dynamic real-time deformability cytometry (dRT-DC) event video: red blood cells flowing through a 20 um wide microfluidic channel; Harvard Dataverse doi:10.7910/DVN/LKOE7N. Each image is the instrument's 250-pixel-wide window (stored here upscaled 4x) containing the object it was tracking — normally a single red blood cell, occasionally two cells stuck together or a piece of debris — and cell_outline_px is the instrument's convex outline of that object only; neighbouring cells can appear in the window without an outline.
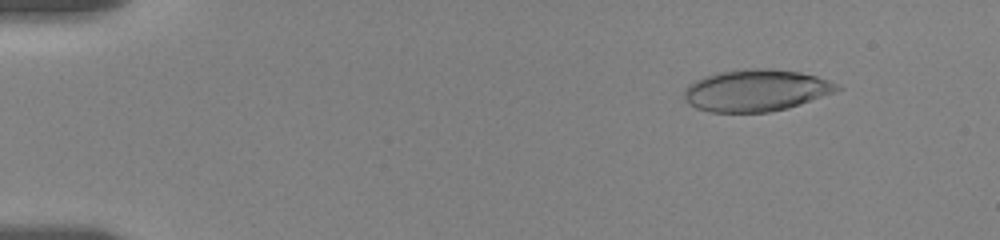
{"species": "human", "species_latin": "Homo sapiens", "temperature_condition": "room temperature", "stored_images_in_passage": 57, "camera_frame_rate_fps": 3000, "um_per_image_px": 0.085, "donor": {"sex": "female"}, "frame": {"image": 1, "passage_image": 7, "time_ms": 2.0, "image_size_px": [1000, 240], "cell_outline_px": [[844, 88], [800, 104], [788, 108], [768, 112], [708, 112], [696, 108], [688, 104], [684, 100], [684, 88], [688, 84], [704, 76], [720, 72], [744, 68], [768, 68], [800, 72], [816, 76], [828, 80]], "centroid_in_image_um": [64.22, 7.68], "position_along_channel_um": 20.8, "area_um2": 37.34}}
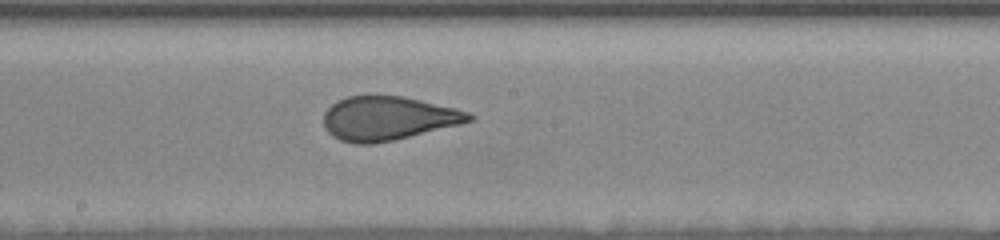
{"frame": {"image": 2, "passage_image": 32, "time_ms": 10.333, "image_size_px": [1000, 240], "cell_outline_px": [[476, 116], [472, 120], [460, 124], [392, 140], [372, 144], [356, 144], [340, 140], [332, 136], [324, 128], [324, 112], [332, 104], [348, 96], [404, 96], [456, 108], [468, 112]], "centroid_in_image_um": [32.97, 10.06], "position_along_channel_um": 215.2, "area_um2": 36.93}}
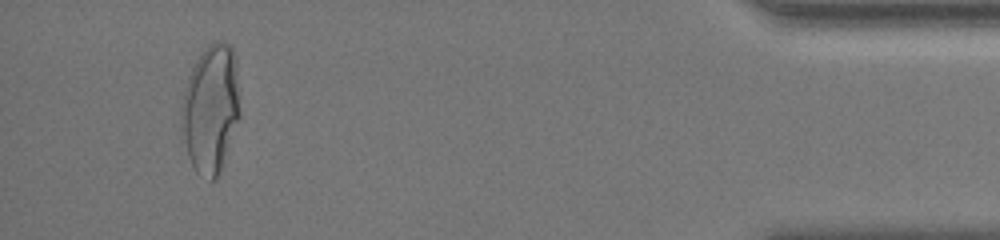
{"frame": {"image": 3, "passage_image": 54, "time_ms": 17.667, "image_size_px": [1000, 240], "cell_outline_px": [[240, 116], [220, 172], [212, 180], [200, 176], [196, 172], [180, 144], [180, 108], [188, 76], [196, 60], [208, 44], [216, 40], [224, 40], [232, 48], [236, 56], [240, 108]], "centroid_in_image_um": [17.88, 9.26], "position_along_channel_um": 417.3, "area_um2": 44.8}, "authors_computed_cell_mechanics": {"area_um2": 37.8012, "velocity_mm_per_s": 3.5599, "shape_relaxation_time_tau1_ms": 11.0574, "shape_relaxation_time_tau2_ms": null, "deformation_change_tau1": 0.2663, "deformation_change_tau2": null}}